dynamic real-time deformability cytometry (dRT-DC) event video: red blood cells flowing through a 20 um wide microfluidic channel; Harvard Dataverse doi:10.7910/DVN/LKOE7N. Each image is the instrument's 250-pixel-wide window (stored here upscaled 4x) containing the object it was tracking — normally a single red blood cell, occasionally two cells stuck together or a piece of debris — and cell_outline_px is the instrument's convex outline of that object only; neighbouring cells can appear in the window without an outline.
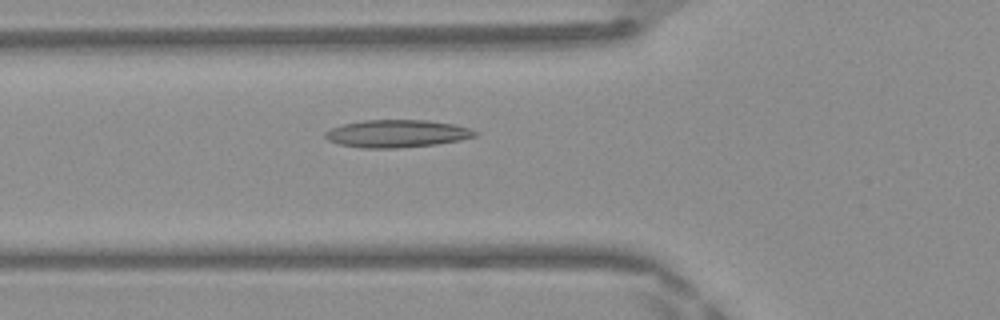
{"species": "Egyptian fruit bat (a non-hibernating species)", "species_latin": "Rousettus aegyptiacus", "temperature_condition": "warm", "stored_images_in_passage": 48, "camera_frame_rate_fps": 3000, "um_per_image_px": 0.085, "frame": {"image": 1, "passage_image": 17, "time_ms": 5.333, "image_size_px": [1000, 320], "cell_outline_px": [[480, 132], [476, 136], [460, 140], [436, 144], [400, 148], [360, 148], [340, 144], [328, 140], [324, 136], [324, 132], [332, 128], [344, 124], [364, 120], [428, 120], [456, 124], [472, 128]], "centroid_in_image_um": [33.79, 11.35], "position_along_channel_um": 92.0, "area_um2": 24.28}}
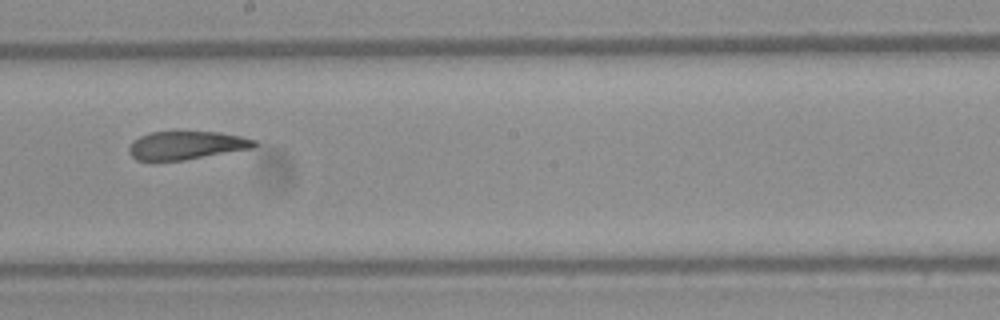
{"frame": {"image": 2, "passage_image": 27, "time_ms": 8.667, "image_size_px": [1000, 320], "cell_outline_px": [[260, 144], [252, 148], [184, 160], [136, 160], [128, 152], [128, 148], [132, 140], [140, 136], [152, 132], [176, 128], [216, 132], [240, 136], [256, 140]], "centroid_in_image_um": [15.82, 12.3], "position_along_channel_um": 232.4, "area_um2": 21.44}}
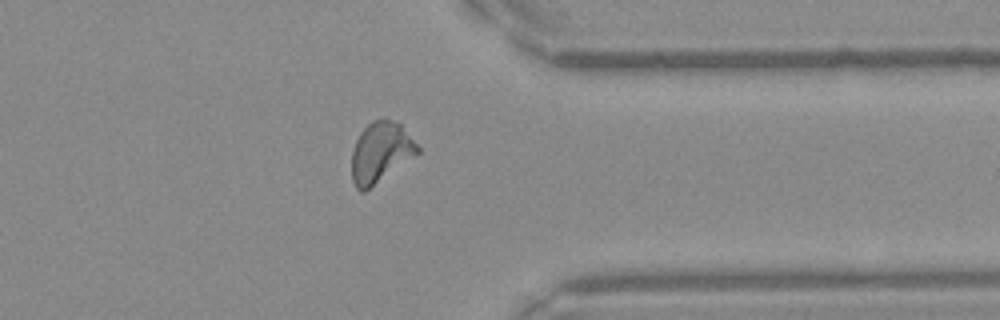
{"frame": {"image": 3, "passage_image": 38, "time_ms": 12.333, "image_size_px": [1000, 320], "cell_outline_px": [[420, 152], [364, 192], [360, 192], [356, 188], [352, 180], [352, 152], [356, 140], [360, 132], [372, 120], [384, 116], [400, 124], [420, 148]], "centroid_in_image_um": [32.33, 12.92], "position_along_channel_um": 379.1, "area_um2": 23.12}, "authors_computed_cell_mechanics": {"area_um2": 22.8021, "velocity_mm_per_s": 4.1803, "shape_relaxation_time_tau1_ms": null, "shape_relaxation_time_tau2_ms": 2.264, "deformation_change_tau1": null, "deformation_change_tau2": 0.1142}}